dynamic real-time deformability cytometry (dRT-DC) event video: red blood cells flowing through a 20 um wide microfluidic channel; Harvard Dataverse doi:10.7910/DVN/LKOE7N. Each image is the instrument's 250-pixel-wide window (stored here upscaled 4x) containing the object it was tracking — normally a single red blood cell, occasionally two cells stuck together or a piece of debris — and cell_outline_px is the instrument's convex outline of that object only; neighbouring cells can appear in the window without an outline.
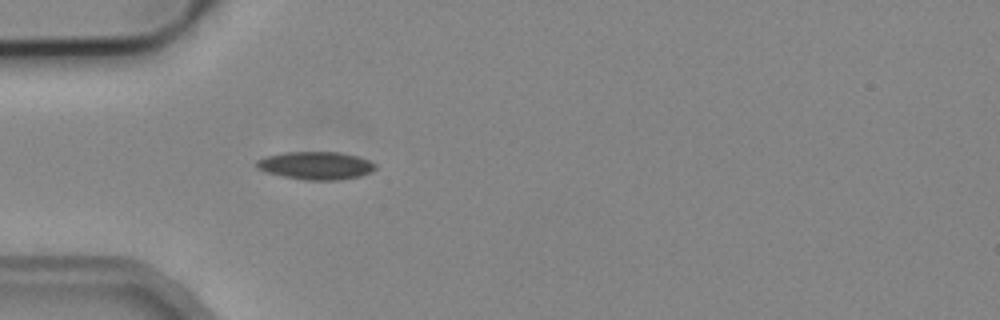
{"species": "common noctule bat (a hibernating species)", "species_latin": "Nyctalus noctula", "temperature_condition": "cold", "stored_images_in_passage": 1, "camera_frame_rate_fps": 3000, "um_per_image_px": 0.085, "animal": {"sex": "male", "body_mass_g": 19.2, "forearm_length_mm": 51.8}, "frame": {"image": 1, "passage_image": 1, "time_ms": 0.0, "image_size_px": [1000, 320], "cell_outline_px": [[376, 168], [372, 172], [360, 176], [336, 180], [304, 180], [264, 172], [256, 168], [256, 160], [264, 156], [284, 152], [336, 152], [356, 156], [368, 160], [376, 164]], "centroid_in_image_um": [26.81, 14.07], "position_along_channel_um": 58.2, "area_um2": 19.36}}